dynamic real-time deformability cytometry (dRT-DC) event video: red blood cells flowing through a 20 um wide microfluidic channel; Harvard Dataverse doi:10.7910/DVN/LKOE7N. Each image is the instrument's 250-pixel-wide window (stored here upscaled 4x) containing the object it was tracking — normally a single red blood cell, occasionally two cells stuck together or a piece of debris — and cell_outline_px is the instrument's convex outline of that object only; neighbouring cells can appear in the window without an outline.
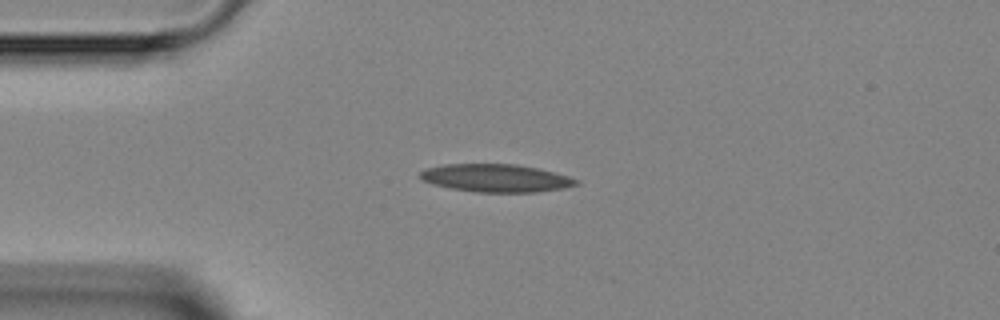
{"species": "Egyptian fruit bat (a non-hibernating species)", "species_latin": "Rousettus aegyptiacus", "temperature_condition": "room temperature", "stored_images_in_passage": 3, "camera_frame_rate_fps": 3000, "um_per_image_px": 0.085, "animal": {"sex": "female"}, "frame": {"image": 1, "passage_image": 2, "time_ms": 1.333, "image_size_px": [1000, 320], "cell_outline_px": [[580, 184], [564, 188], [536, 192], [476, 192], [452, 188], [432, 184], [424, 180], [420, 176], [420, 172], [428, 168], [444, 164], [516, 164], [536, 168], [568, 176], [580, 180]], "centroid_in_image_um": [42.19, 15.14], "position_along_channel_um": 42.8, "area_um2": 25.14}}